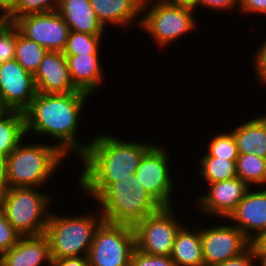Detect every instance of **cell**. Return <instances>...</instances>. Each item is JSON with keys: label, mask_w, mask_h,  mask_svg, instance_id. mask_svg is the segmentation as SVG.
Returning a JSON list of instances; mask_svg holds the SVG:
<instances>
[{"label": "cell", "mask_w": 266, "mask_h": 266, "mask_svg": "<svg viewBox=\"0 0 266 266\" xmlns=\"http://www.w3.org/2000/svg\"><path fill=\"white\" fill-rule=\"evenodd\" d=\"M207 152L202 157H218L236 163L239 157L237 143L231 131L218 133L210 137Z\"/></svg>", "instance_id": "28"}, {"label": "cell", "mask_w": 266, "mask_h": 266, "mask_svg": "<svg viewBox=\"0 0 266 266\" xmlns=\"http://www.w3.org/2000/svg\"><path fill=\"white\" fill-rule=\"evenodd\" d=\"M207 192L198 195L195 203L198 211L227 220L244 198L249 186L240 178L207 184ZM200 209V210H199Z\"/></svg>", "instance_id": "14"}, {"label": "cell", "mask_w": 266, "mask_h": 266, "mask_svg": "<svg viewBox=\"0 0 266 266\" xmlns=\"http://www.w3.org/2000/svg\"><path fill=\"white\" fill-rule=\"evenodd\" d=\"M13 24L24 37L48 51L63 52L70 33L69 26L57 11L26 15Z\"/></svg>", "instance_id": "12"}, {"label": "cell", "mask_w": 266, "mask_h": 266, "mask_svg": "<svg viewBox=\"0 0 266 266\" xmlns=\"http://www.w3.org/2000/svg\"><path fill=\"white\" fill-rule=\"evenodd\" d=\"M96 209L70 217L51 211L44 235L52 259L88 256L96 229L104 221L98 207Z\"/></svg>", "instance_id": "4"}, {"label": "cell", "mask_w": 266, "mask_h": 266, "mask_svg": "<svg viewBox=\"0 0 266 266\" xmlns=\"http://www.w3.org/2000/svg\"><path fill=\"white\" fill-rule=\"evenodd\" d=\"M199 172L207 184L237 177L236 163L218 157H202L197 162Z\"/></svg>", "instance_id": "26"}, {"label": "cell", "mask_w": 266, "mask_h": 266, "mask_svg": "<svg viewBox=\"0 0 266 266\" xmlns=\"http://www.w3.org/2000/svg\"><path fill=\"white\" fill-rule=\"evenodd\" d=\"M174 210V206L161 207L133 226L138 250L150 255H171L175 236L184 225Z\"/></svg>", "instance_id": "9"}, {"label": "cell", "mask_w": 266, "mask_h": 266, "mask_svg": "<svg viewBox=\"0 0 266 266\" xmlns=\"http://www.w3.org/2000/svg\"><path fill=\"white\" fill-rule=\"evenodd\" d=\"M227 220L251 242L255 240L266 230V187H250Z\"/></svg>", "instance_id": "15"}, {"label": "cell", "mask_w": 266, "mask_h": 266, "mask_svg": "<svg viewBox=\"0 0 266 266\" xmlns=\"http://www.w3.org/2000/svg\"><path fill=\"white\" fill-rule=\"evenodd\" d=\"M16 26L4 21L0 25V64L15 57Z\"/></svg>", "instance_id": "30"}, {"label": "cell", "mask_w": 266, "mask_h": 266, "mask_svg": "<svg viewBox=\"0 0 266 266\" xmlns=\"http://www.w3.org/2000/svg\"><path fill=\"white\" fill-rule=\"evenodd\" d=\"M51 266H89L88 256L52 259Z\"/></svg>", "instance_id": "37"}, {"label": "cell", "mask_w": 266, "mask_h": 266, "mask_svg": "<svg viewBox=\"0 0 266 266\" xmlns=\"http://www.w3.org/2000/svg\"><path fill=\"white\" fill-rule=\"evenodd\" d=\"M130 266H177L170 256L150 255L134 248Z\"/></svg>", "instance_id": "32"}, {"label": "cell", "mask_w": 266, "mask_h": 266, "mask_svg": "<svg viewBox=\"0 0 266 266\" xmlns=\"http://www.w3.org/2000/svg\"><path fill=\"white\" fill-rule=\"evenodd\" d=\"M254 117L237 125L231 132L239 154H256L266 158V114Z\"/></svg>", "instance_id": "22"}, {"label": "cell", "mask_w": 266, "mask_h": 266, "mask_svg": "<svg viewBox=\"0 0 266 266\" xmlns=\"http://www.w3.org/2000/svg\"><path fill=\"white\" fill-rule=\"evenodd\" d=\"M166 149L155 143L142 157L135 176L148 195L160 207H173L175 183L170 172V157Z\"/></svg>", "instance_id": "10"}, {"label": "cell", "mask_w": 266, "mask_h": 266, "mask_svg": "<svg viewBox=\"0 0 266 266\" xmlns=\"http://www.w3.org/2000/svg\"><path fill=\"white\" fill-rule=\"evenodd\" d=\"M155 142L120 140L111 133L97 134L79 158V190L95 200L111 183L133 179L144 154ZM83 166V167H82Z\"/></svg>", "instance_id": "1"}, {"label": "cell", "mask_w": 266, "mask_h": 266, "mask_svg": "<svg viewBox=\"0 0 266 266\" xmlns=\"http://www.w3.org/2000/svg\"><path fill=\"white\" fill-rule=\"evenodd\" d=\"M15 0H0V17L8 21L12 17Z\"/></svg>", "instance_id": "38"}, {"label": "cell", "mask_w": 266, "mask_h": 266, "mask_svg": "<svg viewBox=\"0 0 266 266\" xmlns=\"http://www.w3.org/2000/svg\"><path fill=\"white\" fill-rule=\"evenodd\" d=\"M135 247L133 226L103 221L89 250V266H130Z\"/></svg>", "instance_id": "8"}, {"label": "cell", "mask_w": 266, "mask_h": 266, "mask_svg": "<svg viewBox=\"0 0 266 266\" xmlns=\"http://www.w3.org/2000/svg\"><path fill=\"white\" fill-rule=\"evenodd\" d=\"M37 92L64 94L78 91L70 78L65 55L60 51H48L34 74Z\"/></svg>", "instance_id": "16"}, {"label": "cell", "mask_w": 266, "mask_h": 266, "mask_svg": "<svg viewBox=\"0 0 266 266\" xmlns=\"http://www.w3.org/2000/svg\"><path fill=\"white\" fill-rule=\"evenodd\" d=\"M166 3L172 5L186 6L198 10L197 6L199 5L200 0H163Z\"/></svg>", "instance_id": "41"}, {"label": "cell", "mask_w": 266, "mask_h": 266, "mask_svg": "<svg viewBox=\"0 0 266 266\" xmlns=\"http://www.w3.org/2000/svg\"><path fill=\"white\" fill-rule=\"evenodd\" d=\"M57 12L70 31L104 35L105 27L98 20L90 0H61Z\"/></svg>", "instance_id": "20"}, {"label": "cell", "mask_w": 266, "mask_h": 266, "mask_svg": "<svg viewBox=\"0 0 266 266\" xmlns=\"http://www.w3.org/2000/svg\"><path fill=\"white\" fill-rule=\"evenodd\" d=\"M61 0H15L12 17L7 21L13 23L17 18L30 15L55 12Z\"/></svg>", "instance_id": "29"}, {"label": "cell", "mask_w": 266, "mask_h": 266, "mask_svg": "<svg viewBox=\"0 0 266 266\" xmlns=\"http://www.w3.org/2000/svg\"><path fill=\"white\" fill-rule=\"evenodd\" d=\"M9 109L4 105L2 99L0 98V117H2Z\"/></svg>", "instance_id": "43"}, {"label": "cell", "mask_w": 266, "mask_h": 266, "mask_svg": "<svg viewBox=\"0 0 266 266\" xmlns=\"http://www.w3.org/2000/svg\"><path fill=\"white\" fill-rule=\"evenodd\" d=\"M21 237V234L10 224L0 207V255L11 249Z\"/></svg>", "instance_id": "31"}, {"label": "cell", "mask_w": 266, "mask_h": 266, "mask_svg": "<svg viewBox=\"0 0 266 266\" xmlns=\"http://www.w3.org/2000/svg\"><path fill=\"white\" fill-rule=\"evenodd\" d=\"M24 113L8 110L0 117V155L7 157L26 139Z\"/></svg>", "instance_id": "23"}, {"label": "cell", "mask_w": 266, "mask_h": 266, "mask_svg": "<svg viewBox=\"0 0 266 266\" xmlns=\"http://www.w3.org/2000/svg\"><path fill=\"white\" fill-rule=\"evenodd\" d=\"M241 0H200L198 8H207V10H214L219 12L220 10L223 11H234L240 8Z\"/></svg>", "instance_id": "34"}, {"label": "cell", "mask_w": 266, "mask_h": 266, "mask_svg": "<svg viewBox=\"0 0 266 266\" xmlns=\"http://www.w3.org/2000/svg\"><path fill=\"white\" fill-rule=\"evenodd\" d=\"M30 143H24L23 140L5 158L8 188H40L43 184H48V180H52L55 171L59 170L67 158L54 143L51 145L41 141L40 143Z\"/></svg>", "instance_id": "3"}, {"label": "cell", "mask_w": 266, "mask_h": 266, "mask_svg": "<svg viewBox=\"0 0 266 266\" xmlns=\"http://www.w3.org/2000/svg\"><path fill=\"white\" fill-rule=\"evenodd\" d=\"M254 53L253 68L259 84L266 85V39Z\"/></svg>", "instance_id": "33"}, {"label": "cell", "mask_w": 266, "mask_h": 266, "mask_svg": "<svg viewBox=\"0 0 266 266\" xmlns=\"http://www.w3.org/2000/svg\"><path fill=\"white\" fill-rule=\"evenodd\" d=\"M90 97L84 92L64 94L37 92L29 107L23 112L26 137L31 132L37 138L39 135L50 136L67 157L74 153L80 158L90 145V142L80 143L77 138L81 113Z\"/></svg>", "instance_id": "2"}, {"label": "cell", "mask_w": 266, "mask_h": 266, "mask_svg": "<svg viewBox=\"0 0 266 266\" xmlns=\"http://www.w3.org/2000/svg\"><path fill=\"white\" fill-rule=\"evenodd\" d=\"M255 255H256V263H257L256 265L266 266V252H255Z\"/></svg>", "instance_id": "42"}, {"label": "cell", "mask_w": 266, "mask_h": 266, "mask_svg": "<svg viewBox=\"0 0 266 266\" xmlns=\"http://www.w3.org/2000/svg\"><path fill=\"white\" fill-rule=\"evenodd\" d=\"M51 266L52 257L47 237L22 236L8 251L0 255L1 266Z\"/></svg>", "instance_id": "17"}, {"label": "cell", "mask_w": 266, "mask_h": 266, "mask_svg": "<svg viewBox=\"0 0 266 266\" xmlns=\"http://www.w3.org/2000/svg\"><path fill=\"white\" fill-rule=\"evenodd\" d=\"M103 37L105 36L70 31L66 46L62 53L64 55L100 54Z\"/></svg>", "instance_id": "27"}, {"label": "cell", "mask_w": 266, "mask_h": 266, "mask_svg": "<svg viewBox=\"0 0 266 266\" xmlns=\"http://www.w3.org/2000/svg\"><path fill=\"white\" fill-rule=\"evenodd\" d=\"M256 264V255L251 245L241 255L211 266H257Z\"/></svg>", "instance_id": "35"}, {"label": "cell", "mask_w": 266, "mask_h": 266, "mask_svg": "<svg viewBox=\"0 0 266 266\" xmlns=\"http://www.w3.org/2000/svg\"><path fill=\"white\" fill-rule=\"evenodd\" d=\"M4 21H5V20L2 19V18L0 17V25H1Z\"/></svg>", "instance_id": "44"}, {"label": "cell", "mask_w": 266, "mask_h": 266, "mask_svg": "<svg viewBox=\"0 0 266 266\" xmlns=\"http://www.w3.org/2000/svg\"><path fill=\"white\" fill-rule=\"evenodd\" d=\"M36 93L34 75L15 59L0 64V98L9 110L24 112Z\"/></svg>", "instance_id": "13"}, {"label": "cell", "mask_w": 266, "mask_h": 266, "mask_svg": "<svg viewBox=\"0 0 266 266\" xmlns=\"http://www.w3.org/2000/svg\"><path fill=\"white\" fill-rule=\"evenodd\" d=\"M90 3L104 27L113 24L120 29H129L134 23L140 26L142 0H90Z\"/></svg>", "instance_id": "18"}, {"label": "cell", "mask_w": 266, "mask_h": 266, "mask_svg": "<svg viewBox=\"0 0 266 266\" xmlns=\"http://www.w3.org/2000/svg\"><path fill=\"white\" fill-rule=\"evenodd\" d=\"M95 200L104 221L131 226L161 208L136 176L111 183Z\"/></svg>", "instance_id": "5"}, {"label": "cell", "mask_w": 266, "mask_h": 266, "mask_svg": "<svg viewBox=\"0 0 266 266\" xmlns=\"http://www.w3.org/2000/svg\"><path fill=\"white\" fill-rule=\"evenodd\" d=\"M195 9L172 5L163 0L143 2L140 28L151 35L159 48L170 46L182 36L196 31Z\"/></svg>", "instance_id": "7"}, {"label": "cell", "mask_w": 266, "mask_h": 266, "mask_svg": "<svg viewBox=\"0 0 266 266\" xmlns=\"http://www.w3.org/2000/svg\"><path fill=\"white\" fill-rule=\"evenodd\" d=\"M230 224L200 227L203 260L205 266L237 257L245 252L251 241L232 222Z\"/></svg>", "instance_id": "11"}, {"label": "cell", "mask_w": 266, "mask_h": 266, "mask_svg": "<svg viewBox=\"0 0 266 266\" xmlns=\"http://www.w3.org/2000/svg\"><path fill=\"white\" fill-rule=\"evenodd\" d=\"M8 189L6 183L5 157L0 155V197Z\"/></svg>", "instance_id": "40"}, {"label": "cell", "mask_w": 266, "mask_h": 266, "mask_svg": "<svg viewBox=\"0 0 266 266\" xmlns=\"http://www.w3.org/2000/svg\"><path fill=\"white\" fill-rule=\"evenodd\" d=\"M36 187H10L0 198L6 218L21 236L45 233L52 196ZM50 195V196H49Z\"/></svg>", "instance_id": "6"}, {"label": "cell", "mask_w": 266, "mask_h": 266, "mask_svg": "<svg viewBox=\"0 0 266 266\" xmlns=\"http://www.w3.org/2000/svg\"><path fill=\"white\" fill-rule=\"evenodd\" d=\"M194 224L193 230L184 224L175 236L170 257L177 266H205L200 226Z\"/></svg>", "instance_id": "21"}, {"label": "cell", "mask_w": 266, "mask_h": 266, "mask_svg": "<svg viewBox=\"0 0 266 266\" xmlns=\"http://www.w3.org/2000/svg\"><path fill=\"white\" fill-rule=\"evenodd\" d=\"M239 13L266 15V0H241Z\"/></svg>", "instance_id": "36"}, {"label": "cell", "mask_w": 266, "mask_h": 266, "mask_svg": "<svg viewBox=\"0 0 266 266\" xmlns=\"http://www.w3.org/2000/svg\"><path fill=\"white\" fill-rule=\"evenodd\" d=\"M47 52L48 50L43 46L24 37L16 27V48L14 59L26 71L34 75Z\"/></svg>", "instance_id": "25"}, {"label": "cell", "mask_w": 266, "mask_h": 266, "mask_svg": "<svg viewBox=\"0 0 266 266\" xmlns=\"http://www.w3.org/2000/svg\"><path fill=\"white\" fill-rule=\"evenodd\" d=\"M236 171L237 177L249 187H266V158L256 154H239Z\"/></svg>", "instance_id": "24"}, {"label": "cell", "mask_w": 266, "mask_h": 266, "mask_svg": "<svg viewBox=\"0 0 266 266\" xmlns=\"http://www.w3.org/2000/svg\"><path fill=\"white\" fill-rule=\"evenodd\" d=\"M254 252H266V230L251 242Z\"/></svg>", "instance_id": "39"}, {"label": "cell", "mask_w": 266, "mask_h": 266, "mask_svg": "<svg viewBox=\"0 0 266 266\" xmlns=\"http://www.w3.org/2000/svg\"><path fill=\"white\" fill-rule=\"evenodd\" d=\"M100 54L65 55L70 78L78 91L92 93L103 86L104 71Z\"/></svg>", "instance_id": "19"}]
</instances>
